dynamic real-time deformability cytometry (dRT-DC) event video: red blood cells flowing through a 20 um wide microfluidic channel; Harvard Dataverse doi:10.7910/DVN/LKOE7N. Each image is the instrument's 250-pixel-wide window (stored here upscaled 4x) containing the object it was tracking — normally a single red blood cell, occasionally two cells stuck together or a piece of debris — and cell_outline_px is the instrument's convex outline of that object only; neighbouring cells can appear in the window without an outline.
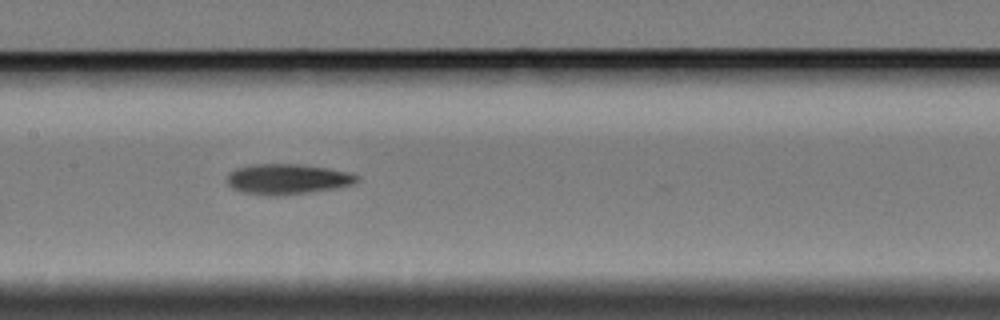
{"species": "Egyptian fruit bat (a non-hibernating species)", "species_latin": "Rousettus aegyptiacus", "temperature_condition": "cold", "stored_images_in_passage": 8, "camera_frame_rate_fps": 3000, "um_per_image_px": 0.085, "animal": {"sex": "female"}, "frame": {"image": 1, "passage_image": 8, "time_ms": 9.333, "image_size_px": [1000, 320], "cell_outline_px": [[360, 180], [352, 184], [336, 188], [280, 196], [268, 196], [240, 192], [232, 188], [228, 184], [228, 176], [236, 168], [248, 164], [296, 164], [328, 168], [348, 172], [360, 176]], "centroid_in_image_um": [24.42, 15.23], "position_along_channel_um": 183.0, "area_um2": 23.06}}